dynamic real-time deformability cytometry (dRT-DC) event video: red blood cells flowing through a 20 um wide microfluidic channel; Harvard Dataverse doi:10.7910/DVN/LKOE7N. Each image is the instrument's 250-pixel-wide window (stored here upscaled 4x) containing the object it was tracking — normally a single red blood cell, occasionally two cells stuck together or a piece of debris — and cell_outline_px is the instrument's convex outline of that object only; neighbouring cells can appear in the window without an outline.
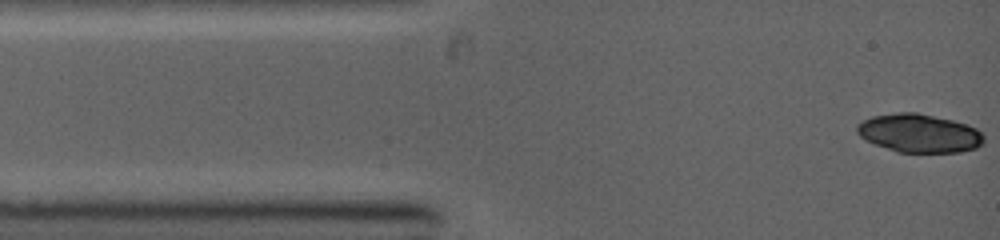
{"species": "common noctule bat (a hibernating species)", "species_latin": "Nyctalus noctula", "temperature_condition": "warm", "stored_images_in_passage": 7, "camera_frame_rate_fps": 5000, "um_per_image_px": 0.085, "animal": {"sex": "female", "body_mass_g": 19.0, "forearm_length_mm": 53.3}, "frame": {"image": 1, "passage_image": 1, "time_ms": 0.0, "image_size_px": [1000, 240], "cell_outline_px": [[984, 140], [976, 148], [960, 152], [896, 152], [876, 144], [860, 136], [856, 132], [856, 128], [864, 120], [872, 116], [900, 112], [916, 112], [952, 120], [976, 128], [984, 136]], "centroid_in_image_um": [78.13, 11.32], "position_along_channel_um": 6.9, "area_um2": 28.09}}